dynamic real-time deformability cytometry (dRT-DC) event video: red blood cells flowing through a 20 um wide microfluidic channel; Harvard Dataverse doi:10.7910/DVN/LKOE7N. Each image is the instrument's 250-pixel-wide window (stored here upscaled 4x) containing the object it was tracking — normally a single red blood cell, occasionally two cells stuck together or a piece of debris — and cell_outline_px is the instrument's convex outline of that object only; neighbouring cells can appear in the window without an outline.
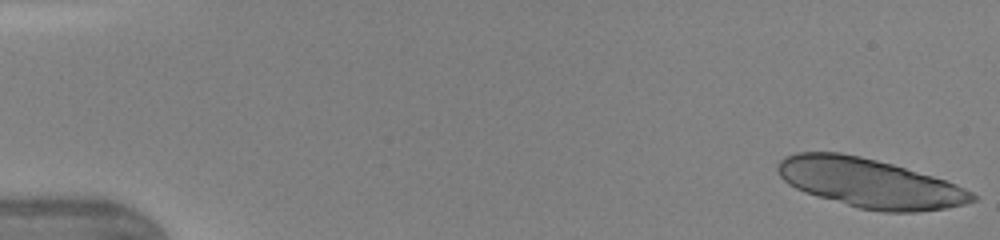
{"species": "human", "species_latin": "Homo sapiens", "temperature_condition": "warm", "stored_images_in_passage": 47, "camera_frame_rate_fps": 3000, "um_per_image_px": 0.085, "donor": {"sex": "female"}, "frame": {"image": 1, "passage_image": 1, "time_ms": 0.0, "image_size_px": [1000, 240], "cell_outline_px": [[976, 200], [964, 204], [948, 208], [916, 212], [884, 212], [860, 208], [816, 196], [804, 192], [788, 184], [780, 176], [776, 168], [776, 164], [784, 156], [796, 152], [840, 152], [860, 156], [892, 164], [932, 176], [956, 184], [972, 192], [976, 196]], "centroid_in_image_um": [73.89, 15.56], "position_along_channel_um": 11.1, "area_um2": 55.6}}
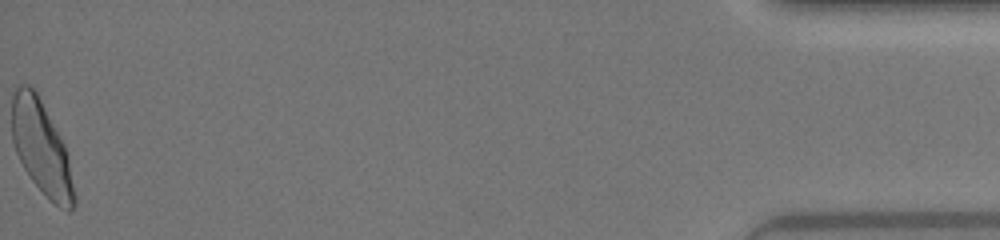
{"frame": {"image": 2, "passage_image": 47, "time_ms": 15.333, "image_size_px": [1000, 240], "cell_outline_px": [[76, 200], [72, 208], [68, 212], [60, 208], [32, 180], [24, 168], [16, 152], [12, 140], [12, 92], [20, 84], [28, 84], [36, 92], [60, 136], [64, 144], [68, 156], [76, 196]], "centroid_in_image_um": [3.52, 12.55], "position_along_channel_um": 431.7, "area_um2": 33.52}, "authors_computed_cell_mechanics": {"area_um2": 33.6974, "velocity_mm_per_s": 4.3561, "shape_relaxation_time_tau1_ms": 3.7911, "shape_relaxation_time_tau2_ms": 0.8401, "deformation_change_tau1": 0.1628, "deformation_change_tau2": 0.0738}}